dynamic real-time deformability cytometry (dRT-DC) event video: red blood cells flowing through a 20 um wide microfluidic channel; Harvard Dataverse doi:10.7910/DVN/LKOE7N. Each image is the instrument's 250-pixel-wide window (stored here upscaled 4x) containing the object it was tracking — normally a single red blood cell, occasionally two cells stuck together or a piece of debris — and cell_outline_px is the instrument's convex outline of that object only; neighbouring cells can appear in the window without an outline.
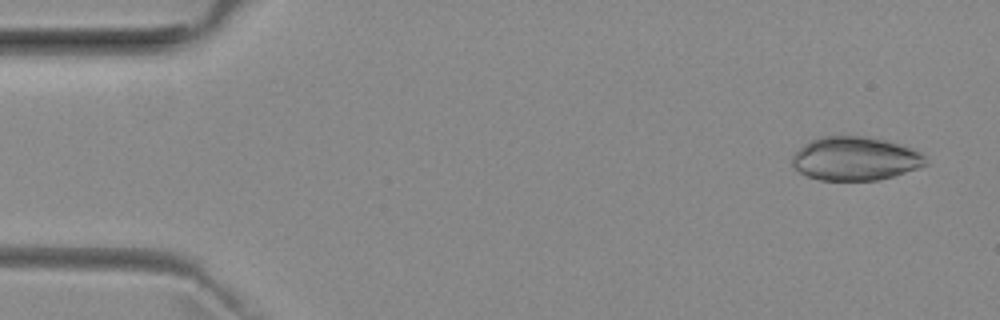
{"species": "common noctule bat (a hibernating species)", "species_latin": "Nyctalus noctula", "temperature_condition": "room temperature", "stored_images_in_passage": 15, "camera_frame_rate_fps": 3000, "um_per_image_px": 0.085, "animal": {"sex": "female", "body_mass_g": 29.2, "forearm_length_mm": 56.3}, "frame": {"image": 1, "passage_image": 3, "time_ms": 0.667, "image_size_px": [1000, 320], "cell_outline_px": [[928, 164], [920, 168], [892, 176], [876, 180], [820, 180], [804, 176], [792, 168], [792, 156], [808, 140], [820, 136], [868, 136], [900, 144], [912, 148], [920, 152], [924, 156]], "centroid_in_image_um": [72.66, 13.48], "position_along_channel_um": 12.3, "area_um2": 34.28}}
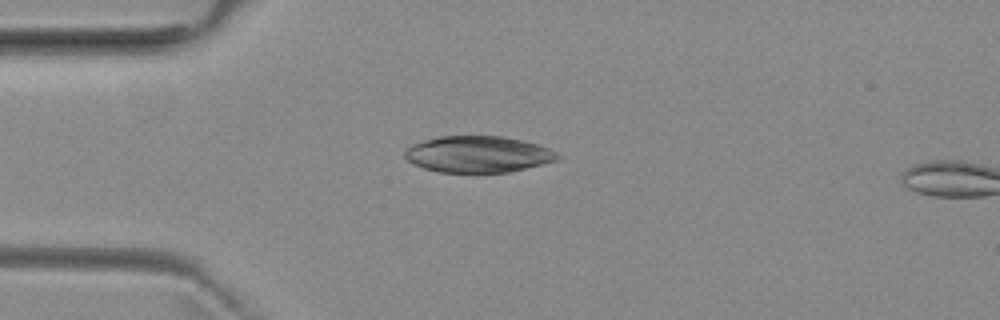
{"frame": {"image": 2, "passage_image": 13, "time_ms": 4.0, "image_size_px": [1000, 320], "cell_outline_px": [[560, 156], [556, 160], [508, 172], [440, 172], [424, 168], [412, 164], [404, 156], [404, 152], [412, 144], [424, 140], [440, 136], [500, 136], [524, 140], [540, 144], [556, 152]], "centroid_in_image_um": [40.61, 13.1], "position_along_channel_um": 44.4, "area_um2": 32.25}}